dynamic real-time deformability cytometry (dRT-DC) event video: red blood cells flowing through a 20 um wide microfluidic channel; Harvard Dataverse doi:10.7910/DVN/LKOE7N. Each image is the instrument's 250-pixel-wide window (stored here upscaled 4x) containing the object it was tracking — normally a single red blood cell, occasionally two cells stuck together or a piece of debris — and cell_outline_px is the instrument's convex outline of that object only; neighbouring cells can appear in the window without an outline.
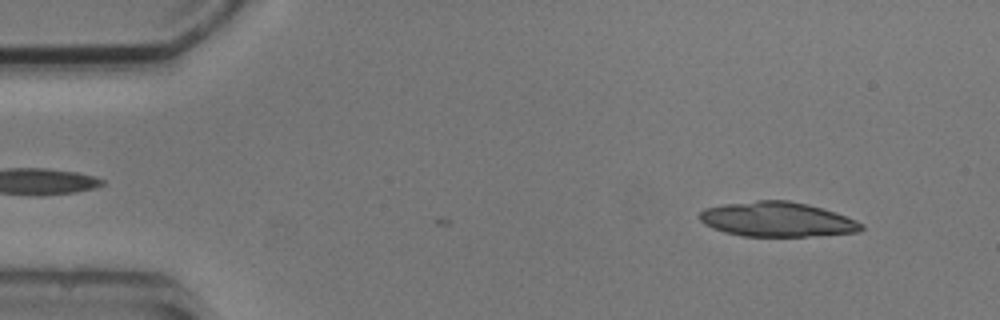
{"species": "common noctule bat (a hibernating species)", "species_latin": "Nyctalus noctula", "temperature_condition": "cold", "stored_images_in_passage": 5, "camera_frame_rate_fps": 3000, "um_per_image_px": 0.085, "animal": {"sex": "male", "body_mass_g": 20.5, "forearm_length_mm": 52.5}, "frame": {"image": 1, "passage_image": 1, "time_ms": 0.0, "image_size_px": [1000, 320], "cell_outline_px": [[864, 228], [860, 232], [808, 236], [744, 236], [724, 232], [712, 228], [704, 224], [700, 220], [700, 212], [704, 208], [724, 204], [756, 200], [788, 200], [808, 204], [824, 208], [836, 212], [856, 220], [864, 224]], "centroid_in_image_um": [66.08, 18.64], "position_along_channel_um": 18.9, "area_um2": 32.89}}